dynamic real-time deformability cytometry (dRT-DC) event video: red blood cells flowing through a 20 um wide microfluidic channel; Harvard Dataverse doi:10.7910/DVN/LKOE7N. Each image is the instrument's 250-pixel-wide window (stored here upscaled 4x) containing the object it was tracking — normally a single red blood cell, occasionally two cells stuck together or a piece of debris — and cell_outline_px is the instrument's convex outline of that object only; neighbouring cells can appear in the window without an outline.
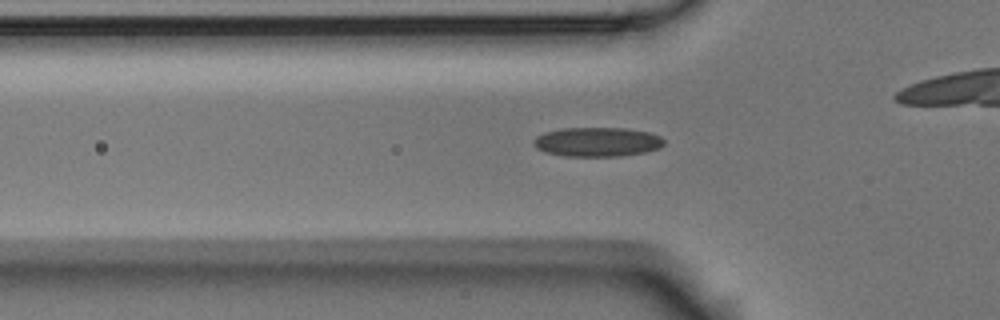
{"species": "Egyptian fruit bat (a non-hibernating species)", "species_latin": "Rousettus aegyptiacus", "temperature_condition": "room temperature", "stored_images_in_passage": 46, "camera_frame_rate_fps": 3000, "um_per_image_px": 0.085, "animal": {"sex": "male"}, "frame": {"image": 1, "passage_image": 7, "time_ms": 2.0, "image_size_px": [1000, 320], "cell_outline_px": [[664, 144], [660, 148], [644, 152], [620, 156], [564, 156], [544, 152], [536, 148], [532, 140], [536, 136], [544, 132], [560, 128], [624, 128], [652, 132], [660, 136], [664, 140]], "centroid_in_image_um": [50.75, 12.06], "position_along_channel_um": 75.0, "area_um2": 22.48}}
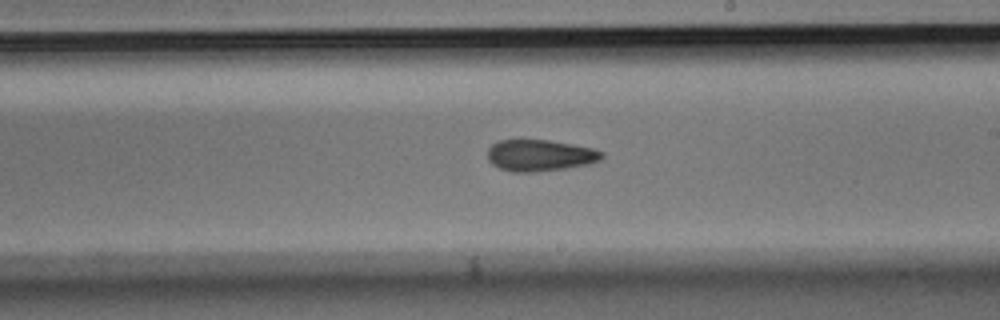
{"frame": {"image": 2, "passage_image": 21, "time_ms": 6.667, "image_size_px": [1000, 320], "cell_outline_px": [[604, 156], [600, 160], [592, 164], [536, 172], [512, 172], [500, 168], [492, 164], [488, 160], [488, 148], [492, 144], [500, 140], [548, 140], [572, 144], [592, 148], [604, 152]], "centroid_in_image_um": [45.91, 13.21], "position_along_channel_um": 243.1, "area_um2": 21.04}}
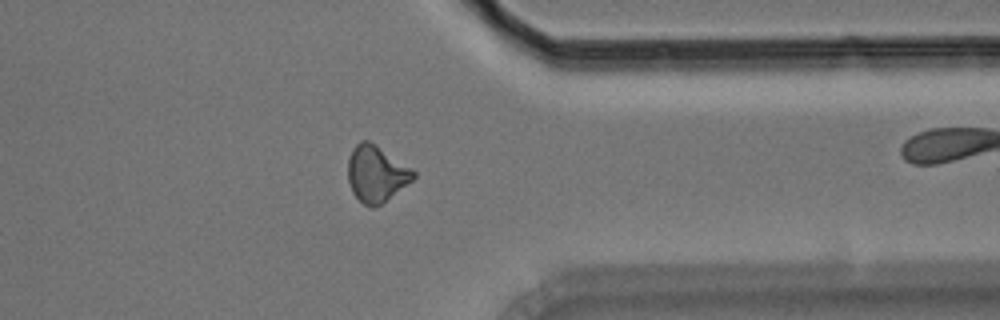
{"frame": {"image": 3, "passage_image": 33, "time_ms": 10.667, "image_size_px": [1000, 320], "cell_outline_px": [[416, 176], [412, 180], [380, 204], [372, 208], [368, 208], [352, 192], [348, 180], [348, 160], [352, 148], [360, 140], [368, 140], [376, 144], [412, 168], [416, 172]], "centroid_in_image_um": [31.97, 14.74], "position_along_channel_um": 379.4, "area_um2": 21.39}, "authors_computed_cell_mechanics": {"area_um2": 21.0103, "velocity_mm_per_s": 3.5788, "shape_relaxation_time_tau1_ms": null, "shape_relaxation_time_tau2_ms": 5.2876, "deformation_change_tau1": null, "deformation_change_tau2": 0.1329}}